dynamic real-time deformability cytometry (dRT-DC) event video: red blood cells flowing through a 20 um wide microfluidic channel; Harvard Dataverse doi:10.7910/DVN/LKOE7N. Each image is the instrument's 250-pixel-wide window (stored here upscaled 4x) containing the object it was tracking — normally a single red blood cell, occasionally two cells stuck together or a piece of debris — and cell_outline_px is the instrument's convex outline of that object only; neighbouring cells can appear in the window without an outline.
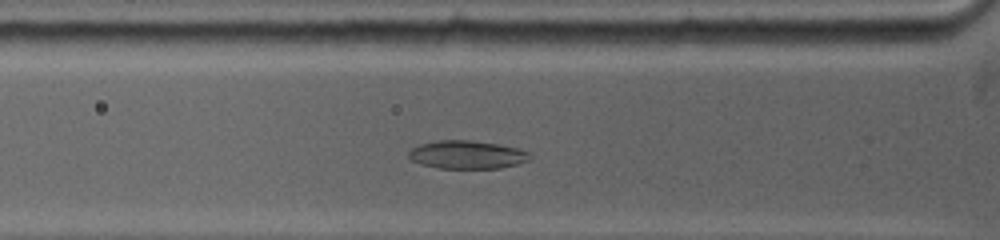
{"species": "common noctule bat (a hibernating species)", "species_latin": "Nyctalus noctula", "temperature_condition": "warm", "stored_images_in_passage": 8, "camera_frame_rate_fps": 5000, "um_per_image_px": 0.085, "animal": {"sex": "female", "body_mass_g": 19.0, "forearm_length_mm": 53.3}, "frame": {"image": 1, "passage_image": 5, "time_ms": 3.0, "image_size_px": [1000, 240], "cell_outline_px": [[532, 156], [528, 160], [520, 164], [500, 168], [436, 168], [420, 164], [412, 160], [408, 156], [408, 152], [412, 148], [420, 144], [440, 140], [468, 140], [496, 144], [516, 148], [532, 152]], "centroid_in_image_um": [39.71, 13.16], "position_along_channel_um": 86.1, "area_um2": 19.94}}
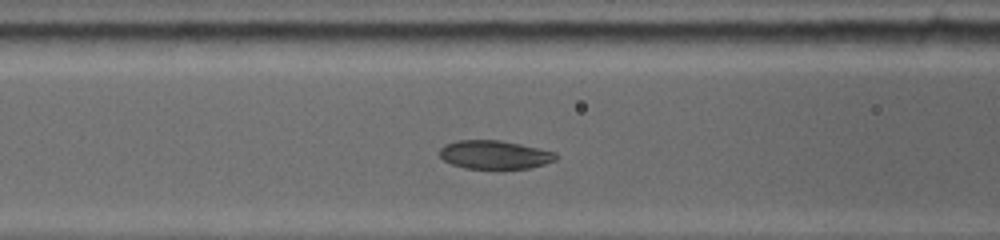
{"frame": {"image": 2, "passage_image": 7, "time_ms": 4.0, "image_size_px": [1000, 240], "cell_outline_px": [[556, 160], [544, 164], [528, 168], [496, 172], [464, 168], [452, 164], [444, 160], [440, 156], [440, 148], [448, 144], [460, 140], [500, 140], [540, 148], [556, 152]], "centroid_in_image_um": [42.07, 13.2], "position_along_channel_um": 124.5, "area_um2": 20.0}}